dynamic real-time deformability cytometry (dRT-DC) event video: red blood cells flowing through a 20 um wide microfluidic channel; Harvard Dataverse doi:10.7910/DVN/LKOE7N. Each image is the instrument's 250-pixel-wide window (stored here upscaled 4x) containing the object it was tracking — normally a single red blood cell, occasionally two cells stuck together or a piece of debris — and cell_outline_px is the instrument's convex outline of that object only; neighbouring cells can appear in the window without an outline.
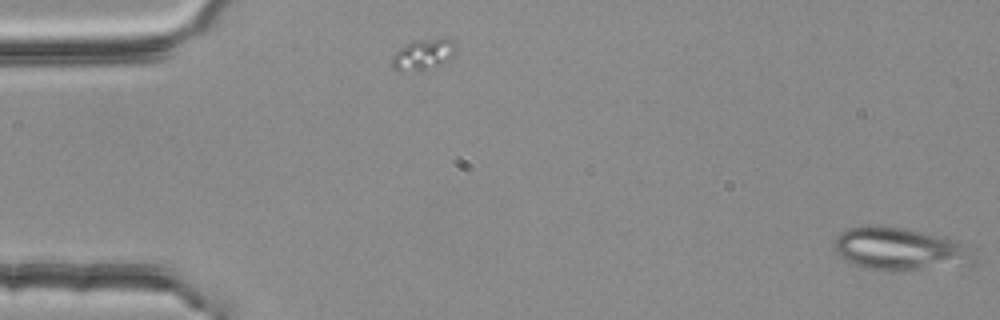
{"species": "common noctule bat (a hibernating species)", "species_latin": "Nyctalus noctula", "temperature_condition": "room temperature", "stored_images_in_passage": 2, "camera_frame_rate_fps": 3000, "um_per_image_px": 0.085, "animal": {"sex": "female", "body_mass_g": 25.1}, "frame": {"image": 1, "passage_image": 2, "time_ms": 0.333, "image_size_px": [1000, 320], "cell_outline_px": [[976, 264], [892, 272], [888, 272], [868, 268], [852, 264], [840, 256], [836, 252], [832, 244], [836, 236], [840, 232], [848, 228], [884, 224], [920, 232], [972, 244], [976, 248]], "centroid_in_image_um": [76.56, 21.18], "position_along_channel_um": 8.4, "area_um2": 35.72}}